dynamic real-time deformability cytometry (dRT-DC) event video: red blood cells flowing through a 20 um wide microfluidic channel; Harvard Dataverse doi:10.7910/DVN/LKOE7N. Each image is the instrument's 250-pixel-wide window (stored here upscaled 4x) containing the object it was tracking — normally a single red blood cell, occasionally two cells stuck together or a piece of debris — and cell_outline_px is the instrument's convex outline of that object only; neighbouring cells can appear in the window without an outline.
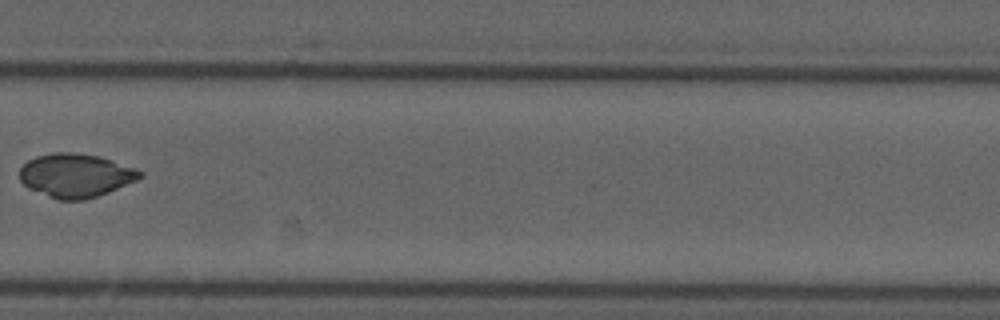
{"species": "common noctule bat (a hibernating species)", "species_latin": "Nyctalus noctula", "temperature_condition": "cold", "stored_images_in_passage": 12, "camera_frame_rate_fps": 3000, "um_per_image_px": 0.085, "animal": {"sex": "male", "forearm_length_mm": 52.5}, "frame": {"image": 1, "passage_image": 12, "time_ms": 12.667, "image_size_px": [1000, 320], "cell_outline_px": [[144, 176], [136, 180], [108, 192], [84, 200], [56, 200], [28, 188], [20, 180], [20, 168], [28, 160], [36, 156], [52, 152], [76, 152], [100, 156], [136, 168], [144, 172]], "centroid_in_image_um": [6.43, 14.9], "position_along_channel_um": 323.4, "area_um2": 30.81}}